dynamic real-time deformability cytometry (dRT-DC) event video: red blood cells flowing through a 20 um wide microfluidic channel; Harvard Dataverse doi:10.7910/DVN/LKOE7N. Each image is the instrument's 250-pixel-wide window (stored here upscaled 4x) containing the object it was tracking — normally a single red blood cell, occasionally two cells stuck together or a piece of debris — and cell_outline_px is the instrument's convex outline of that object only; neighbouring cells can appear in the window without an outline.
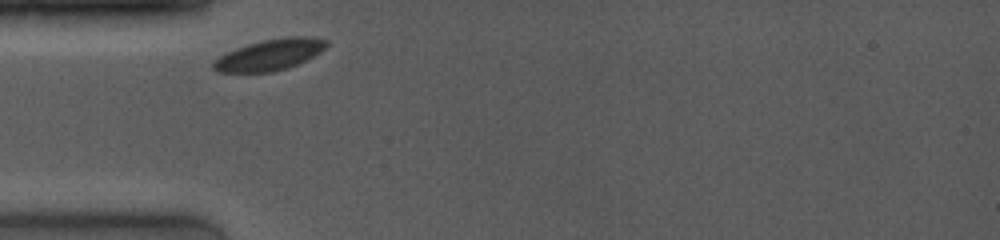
{"species": "common noctule bat (a hibernating species)", "species_latin": "Nyctalus noctula", "temperature_condition": "room temperature", "stored_images_in_passage": 11, "camera_frame_rate_fps": 4000, "um_per_image_px": 0.085, "animal": {"sex": "female", "body_mass_g": 19.0, "forearm_length_mm": 53.3}, "frame": {"image": 1, "passage_image": 1, "time_ms": 0.0, "image_size_px": [1000, 240], "cell_outline_px": [[328, 44], [320, 52], [296, 64], [272, 72], [216, 72], [212, 68], [212, 64], [220, 56], [236, 48], [248, 44], [264, 40], [288, 36], [304, 36], [328, 40]], "centroid_in_image_um": [22.91, 4.65], "position_along_channel_um": 62.1, "area_um2": 20.11}}
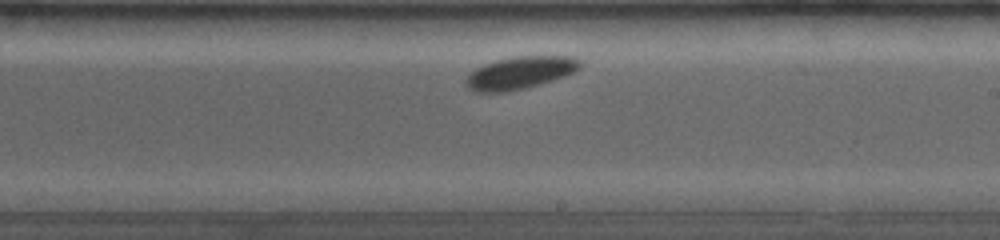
{"frame": {"image": 2, "passage_image": 10, "time_ms": 5.0, "image_size_px": [1000, 240], "cell_outline_px": [[580, 68], [564, 76], [540, 84], [508, 92], [472, 92], [464, 84], [464, 80], [476, 68], [484, 64], [496, 60], [512, 56], [576, 56], [580, 60]], "centroid_in_image_um": [44.17, 6.18], "position_along_channel_um": 244.8, "area_um2": 21.68}}